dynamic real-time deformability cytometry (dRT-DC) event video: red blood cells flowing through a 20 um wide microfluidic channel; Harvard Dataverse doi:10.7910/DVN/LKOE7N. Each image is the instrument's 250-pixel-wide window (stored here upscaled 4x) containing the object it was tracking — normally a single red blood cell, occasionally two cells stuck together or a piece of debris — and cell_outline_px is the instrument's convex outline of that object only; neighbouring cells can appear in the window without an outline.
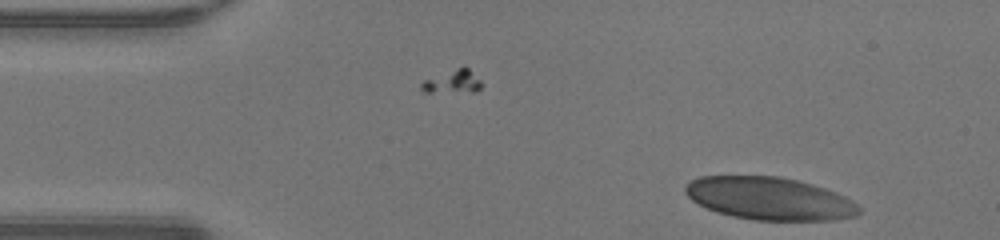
{"species": "human", "species_latin": "Homo sapiens", "temperature_condition": "warm", "stored_images_in_passage": 44, "camera_frame_rate_fps": 3000, "um_per_image_px": 0.085, "donor": {"sex": "male"}, "frame": {"image": 1, "passage_image": 1, "time_ms": 0.0, "image_size_px": [1000, 240], "cell_outline_px": [[860, 212], [856, 216], [832, 220], [752, 220], [732, 216], [716, 212], [692, 200], [684, 192], [684, 188], [692, 180], [700, 176], [780, 176], [812, 184], [836, 192], [852, 200], [860, 208]], "centroid_in_image_um": [65.41, 16.88], "position_along_channel_um": 19.6, "area_um2": 43.12}}
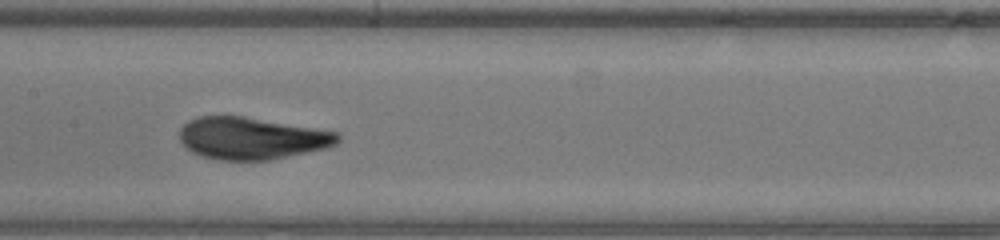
{"frame": {"image": 2, "passage_image": 19, "time_ms": 6.0, "image_size_px": [1000, 240], "cell_outline_px": [[340, 140], [336, 144], [328, 148], [268, 160], [220, 160], [200, 156], [184, 148], [180, 140], [180, 128], [188, 120], [196, 116], [244, 116], [340, 132]], "centroid_in_image_um": [21.38, 11.75], "position_along_channel_um": 186.0, "area_um2": 39.13}}
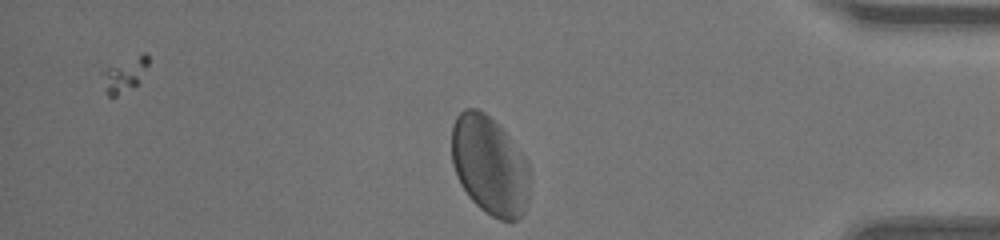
{"frame": {"image": 3, "passage_image": 36, "time_ms": 11.667, "image_size_px": [1000, 240], "cell_outline_px": [[528, 204], [524, 212], [516, 220], [500, 220], [484, 212], [468, 196], [460, 184], [456, 176], [452, 164], [452, 124], [456, 116], [464, 108], [476, 108], [484, 112], [504, 132], [524, 156], [528, 164]], "centroid_in_image_um": [41.59, 14.08], "position_along_channel_um": 393.6, "area_um2": 44.85}, "authors_computed_cell_mechanics": {"area_um2": 42.483, "velocity_mm_per_s": 4.2373, "shape_relaxation_time_tau1_ms": 3.1743, "shape_relaxation_time_tau2_ms": null, "deformation_change_tau1": 0.1379, "deformation_change_tau2": null}}